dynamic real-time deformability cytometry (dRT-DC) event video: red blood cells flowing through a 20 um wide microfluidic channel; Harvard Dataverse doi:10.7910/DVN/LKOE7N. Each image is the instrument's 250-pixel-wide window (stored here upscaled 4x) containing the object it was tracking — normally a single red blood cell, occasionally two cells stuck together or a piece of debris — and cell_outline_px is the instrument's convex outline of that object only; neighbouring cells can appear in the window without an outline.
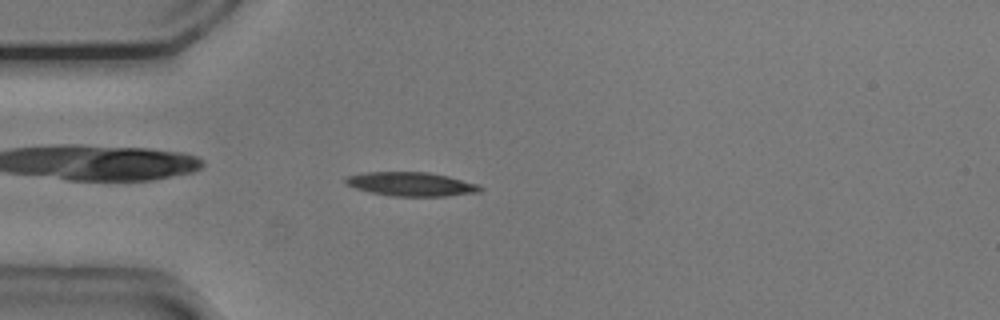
{"species": "common noctule bat (a hibernating species)", "species_latin": "Nyctalus noctula", "temperature_condition": "cold", "stored_images_in_passage": 40, "camera_frame_rate_fps": 3000, "um_per_image_px": 0.085, "animal": {"sex": "male", "body_mass_g": 20.5, "forearm_length_mm": 52.5}, "frame": {"image": 1, "passage_image": 1, "time_ms": 0.0, "image_size_px": [1000, 320], "cell_outline_px": [[484, 188], [480, 192], [448, 196], [392, 196], [372, 192], [356, 188], [344, 184], [344, 180], [348, 176], [368, 172], [428, 172], [448, 176], [480, 184]], "centroid_in_image_um": [35.01, 15.65], "position_along_channel_um": 50.0, "area_um2": 18.79}}
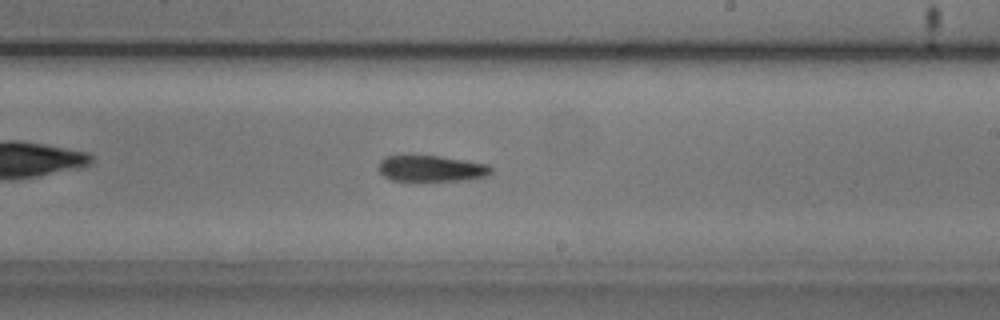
{"frame": {"image": 2, "passage_image": 18, "time_ms": 5.667, "image_size_px": [1000, 320], "cell_outline_px": [[492, 172], [488, 176], [468, 180], [416, 184], [392, 180], [384, 176], [380, 172], [380, 160], [384, 156], [440, 156], [488, 164], [492, 168]], "centroid_in_image_um": [36.68, 14.39], "position_along_channel_um": 252.3, "area_um2": 18.03}}
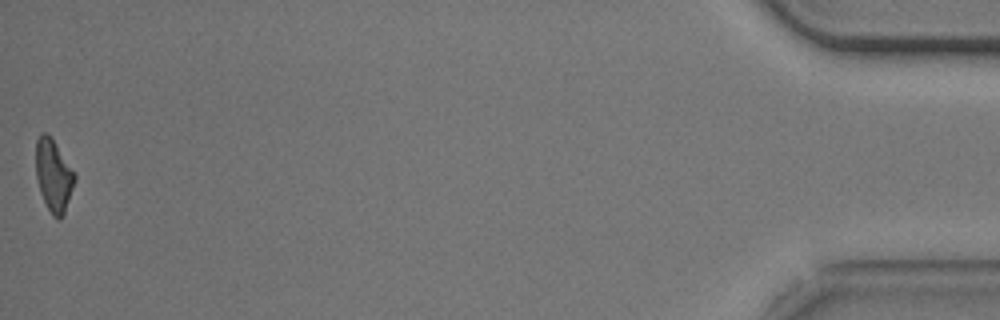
{"frame": {"image": 3, "passage_image": 40, "time_ms": 13.0, "image_size_px": [1000, 320], "cell_outline_px": [[76, 180], [64, 216], [60, 220], [56, 220], [52, 216], [40, 192], [36, 176], [36, 140], [40, 132], [48, 132], [76, 176]], "centroid_in_image_um": [4.55, 14.95], "position_along_channel_um": 430.6, "area_um2": 16.42}, "authors_computed_cell_mechanics": {"area_um2": 17.8602, "velocity_mm_per_s": 3.7488, "shape_relaxation_time_tau1_ms": 3.6869, "shape_relaxation_time_tau2_ms": 8.0722, "deformation_change_tau1": 0.1219, "deformation_change_tau2": 0.2067}}